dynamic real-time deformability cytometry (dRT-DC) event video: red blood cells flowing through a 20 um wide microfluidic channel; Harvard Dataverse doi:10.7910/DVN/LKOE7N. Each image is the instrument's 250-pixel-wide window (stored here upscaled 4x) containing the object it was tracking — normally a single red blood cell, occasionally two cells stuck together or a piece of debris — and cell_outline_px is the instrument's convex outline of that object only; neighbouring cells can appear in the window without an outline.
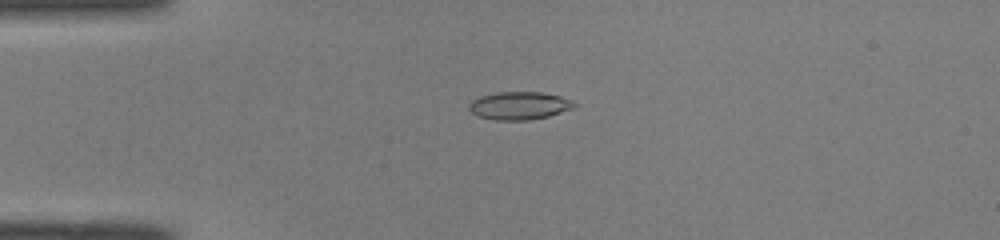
{"species": "common noctule bat (a hibernating species)", "species_latin": "Nyctalus noctula", "temperature_condition": "room temperature", "stored_images_in_passage": 39, "camera_frame_rate_fps": 3000, "um_per_image_px": 0.085, "animal": {"sex": "male", "body_mass_g": 19.0, "forearm_length_mm": 50.8}, "frame": {"image": 1, "passage_image": 2, "time_ms": 0.333, "image_size_px": [1000, 240], "cell_outline_px": [[576, 104], [572, 108], [548, 116], [528, 120], [496, 120], [476, 116], [468, 108], [468, 104], [472, 100], [480, 96], [496, 92], [540, 92], [560, 96], [572, 100]], "centroid_in_image_um": [44.1, 8.98], "position_along_channel_um": 40.9, "area_um2": 17.05}}
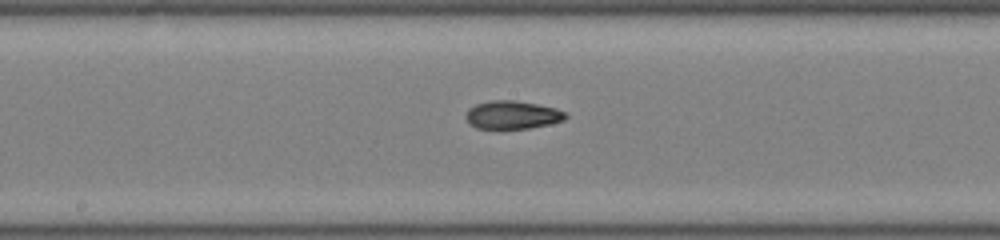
{"frame": {"image": 2, "passage_image": 16, "time_ms": 5.0, "image_size_px": [1000, 240], "cell_outline_px": [[568, 116], [564, 120], [548, 124], [528, 128], [476, 128], [464, 116], [468, 108], [476, 104], [492, 100], [516, 100], [556, 108], [564, 112]], "centroid_in_image_um": [43.54, 9.75], "position_along_channel_um": 204.7, "area_um2": 16.18}}
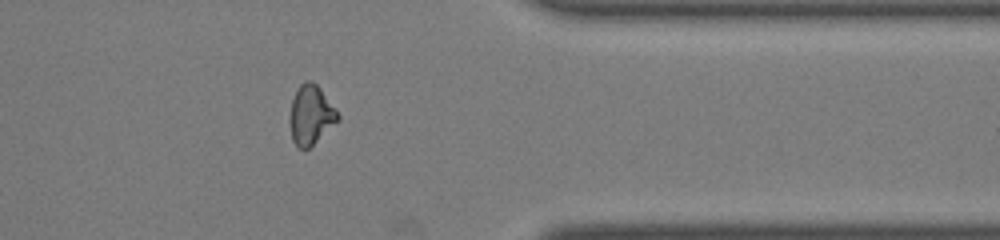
{"frame": {"image": 3, "passage_image": 30, "time_ms": 9.667, "image_size_px": [1000, 240], "cell_outline_px": [[340, 120], [308, 148], [296, 148], [292, 140], [288, 120], [292, 100], [296, 88], [304, 80], [312, 80], [320, 88], [336, 108], [340, 116]], "centroid_in_image_um": [26.4, 9.75], "position_along_channel_um": 385.0, "area_um2": 16.94}, "authors_computed_cell_mechanics": {"area_um2": 16.8198, "velocity_mm_per_s": 4.1117, "shape_relaxation_time_tau1_ms": 10.1456, "shape_relaxation_time_tau2_ms": 3.2217, "deformation_change_tau1": 0.2329, "deformation_change_tau2": 0.0876}}